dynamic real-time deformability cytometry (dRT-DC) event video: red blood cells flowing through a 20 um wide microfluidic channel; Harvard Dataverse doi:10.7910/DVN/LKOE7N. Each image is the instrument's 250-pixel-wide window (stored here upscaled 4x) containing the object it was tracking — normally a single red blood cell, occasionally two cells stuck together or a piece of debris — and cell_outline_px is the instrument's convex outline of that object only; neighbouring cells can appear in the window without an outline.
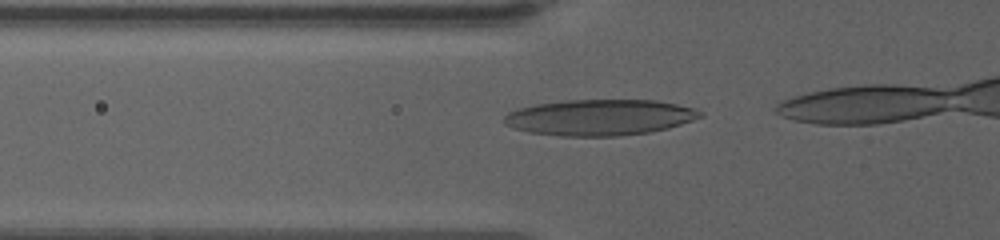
{"species": "human", "species_latin": "Homo sapiens", "temperature_condition": "warm", "stored_images_in_passage": 9, "camera_frame_rate_fps": 3000, "um_per_image_px": 0.085, "donor": {"sex": "female"}, "frame": {"image": 1, "passage_image": 3, "time_ms": 0.667, "image_size_px": [1000, 240], "cell_outline_px": [[704, 116], [668, 128], [652, 132], [620, 136], [560, 136], [528, 132], [512, 128], [504, 124], [504, 116], [508, 112], [520, 108], [536, 104], [568, 100], [656, 100], [676, 104], [692, 108], [704, 112]], "centroid_in_image_um": [50.97, 9.98], "position_along_channel_um": 74.8, "area_um2": 41.21}}
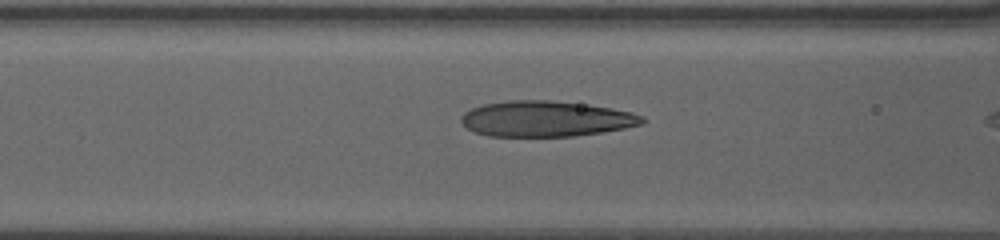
{"frame": {"image": 2, "passage_image": 7, "time_ms": 2.0, "image_size_px": [1000, 240], "cell_outline_px": [[644, 124], [624, 128], [600, 132], [572, 136], [488, 136], [476, 132], [468, 128], [460, 120], [460, 116], [464, 112], [472, 108], [484, 104], [508, 100], [548, 100], [588, 104], [612, 108], [632, 112], [644, 116]], "centroid_in_image_um": [46.41, 10.09], "position_along_channel_um": 120.2, "area_um2": 37.63}}